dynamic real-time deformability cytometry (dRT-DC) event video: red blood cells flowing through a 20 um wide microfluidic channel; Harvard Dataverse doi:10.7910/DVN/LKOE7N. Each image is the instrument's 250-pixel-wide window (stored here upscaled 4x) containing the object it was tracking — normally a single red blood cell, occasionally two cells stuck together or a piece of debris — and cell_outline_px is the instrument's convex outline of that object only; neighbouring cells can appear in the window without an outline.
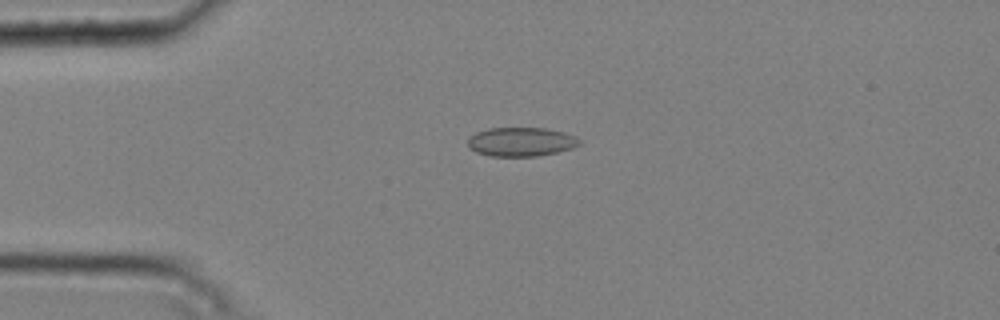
{"species": "common noctule bat (a hibernating species)", "species_latin": "Nyctalus noctula", "temperature_condition": "cold", "stored_images_in_passage": 5, "camera_frame_rate_fps": 3000, "um_per_image_px": 0.085, "animal": {"sex": "male", "body_mass_g": 20.4}, "frame": {"image": 1, "passage_image": 4, "time_ms": 1.0, "image_size_px": [1000, 320], "cell_outline_px": [[584, 140], [580, 144], [572, 148], [556, 152], [536, 156], [492, 156], [476, 152], [468, 144], [468, 140], [476, 132], [488, 128], [548, 128], [564, 132], [576, 136]], "centroid_in_image_um": [44.35, 12.04], "position_along_channel_um": 40.6, "area_um2": 18.84}}